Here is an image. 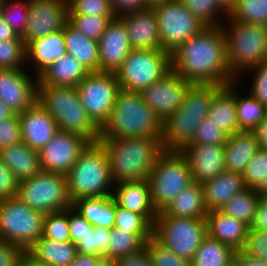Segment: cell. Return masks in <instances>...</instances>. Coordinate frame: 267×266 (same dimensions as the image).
Segmentation results:
<instances>
[{
  "instance_id": "cell-62",
  "label": "cell",
  "mask_w": 267,
  "mask_h": 266,
  "mask_svg": "<svg viewBox=\"0 0 267 266\" xmlns=\"http://www.w3.org/2000/svg\"><path fill=\"white\" fill-rule=\"evenodd\" d=\"M101 258L102 257H97L94 255L77 253L73 262L69 266H96L97 262Z\"/></svg>"
},
{
  "instance_id": "cell-20",
  "label": "cell",
  "mask_w": 267,
  "mask_h": 266,
  "mask_svg": "<svg viewBox=\"0 0 267 266\" xmlns=\"http://www.w3.org/2000/svg\"><path fill=\"white\" fill-rule=\"evenodd\" d=\"M99 71L116 73L132 50L126 28L118 17L112 19L98 40Z\"/></svg>"
},
{
  "instance_id": "cell-9",
  "label": "cell",
  "mask_w": 267,
  "mask_h": 266,
  "mask_svg": "<svg viewBox=\"0 0 267 266\" xmlns=\"http://www.w3.org/2000/svg\"><path fill=\"white\" fill-rule=\"evenodd\" d=\"M172 70L166 50L132 49L115 73L121 89L141 92Z\"/></svg>"
},
{
  "instance_id": "cell-44",
  "label": "cell",
  "mask_w": 267,
  "mask_h": 266,
  "mask_svg": "<svg viewBox=\"0 0 267 266\" xmlns=\"http://www.w3.org/2000/svg\"><path fill=\"white\" fill-rule=\"evenodd\" d=\"M115 16L69 15L68 22L89 39L98 41Z\"/></svg>"
},
{
  "instance_id": "cell-71",
  "label": "cell",
  "mask_w": 267,
  "mask_h": 266,
  "mask_svg": "<svg viewBox=\"0 0 267 266\" xmlns=\"http://www.w3.org/2000/svg\"><path fill=\"white\" fill-rule=\"evenodd\" d=\"M5 0H0V15L3 9V5H4Z\"/></svg>"
},
{
  "instance_id": "cell-36",
  "label": "cell",
  "mask_w": 267,
  "mask_h": 266,
  "mask_svg": "<svg viewBox=\"0 0 267 266\" xmlns=\"http://www.w3.org/2000/svg\"><path fill=\"white\" fill-rule=\"evenodd\" d=\"M238 80L235 81V104L240 131H253L267 115V109L250 93L242 96L238 91ZM241 94V95H240Z\"/></svg>"
},
{
  "instance_id": "cell-17",
  "label": "cell",
  "mask_w": 267,
  "mask_h": 266,
  "mask_svg": "<svg viewBox=\"0 0 267 266\" xmlns=\"http://www.w3.org/2000/svg\"><path fill=\"white\" fill-rule=\"evenodd\" d=\"M191 84L171 70L162 79L143 89V101L163 122L181 105L184 93Z\"/></svg>"
},
{
  "instance_id": "cell-35",
  "label": "cell",
  "mask_w": 267,
  "mask_h": 266,
  "mask_svg": "<svg viewBox=\"0 0 267 266\" xmlns=\"http://www.w3.org/2000/svg\"><path fill=\"white\" fill-rule=\"evenodd\" d=\"M236 251L208 235L196 251L192 266H231Z\"/></svg>"
},
{
  "instance_id": "cell-55",
  "label": "cell",
  "mask_w": 267,
  "mask_h": 266,
  "mask_svg": "<svg viewBox=\"0 0 267 266\" xmlns=\"http://www.w3.org/2000/svg\"><path fill=\"white\" fill-rule=\"evenodd\" d=\"M19 181L0 159V199L16 197Z\"/></svg>"
},
{
  "instance_id": "cell-70",
  "label": "cell",
  "mask_w": 267,
  "mask_h": 266,
  "mask_svg": "<svg viewBox=\"0 0 267 266\" xmlns=\"http://www.w3.org/2000/svg\"><path fill=\"white\" fill-rule=\"evenodd\" d=\"M260 200H261L265 205H267V193H266V194H263V195L260 197Z\"/></svg>"
},
{
  "instance_id": "cell-28",
  "label": "cell",
  "mask_w": 267,
  "mask_h": 266,
  "mask_svg": "<svg viewBox=\"0 0 267 266\" xmlns=\"http://www.w3.org/2000/svg\"><path fill=\"white\" fill-rule=\"evenodd\" d=\"M0 159L18 181L43 172L39 152L29 148L23 142L1 148Z\"/></svg>"
},
{
  "instance_id": "cell-30",
  "label": "cell",
  "mask_w": 267,
  "mask_h": 266,
  "mask_svg": "<svg viewBox=\"0 0 267 266\" xmlns=\"http://www.w3.org/2000/svg\"><path fill=\"white\" fill-rule=\"evenodd\" d=\"M207 117L226 135L240 132L235 104V82L227 84L214 96Z\"/></svg>"
},
{
  "instance_id": "cell-16",
  "label": "cell",
  "mask_w": 267,
  "mask_h": 266,
  "mask_svg": "<svg viewBox=\"0 0 267 266\" xmlns=\"http://www.w3.org/2000/svg\"><path fill=\"white\" fill-rule=\"evenodd\" d=\"M89 143L79 134L58 131L39 152L43 172L67 175Z\"/></svg>"
},
{
  "instance_id": "cell-50",
  "label": "cell",
  "mask_w": 267,
  "mask_h": 266,
  "mask_svg": "<svg viewBox=\"0 0 267 266\" xmlns=\"http://www.w3.org/2000/svg\"><path fill=\"white\" fill-rule=\"evenodd\" d=\"M267 175V151L260 149L243 172L246 188H255Z\"/></svg>"
},
{
  "instance_id": "cell-38",
  "label": "cell",
  "mask_w": 267,
  "mask_h": 266,
  "mask_svg": "<svg viewBox=\"0 0 267 266\" xmlns=\"http://www.w3.org/2000/svg\"><path fill=\"white\" fill-rule=\"evenodd\" d=\"M259 201L260 196L254 188H245L242 192L235 194L220 211L243 221L250 227Z\"/></svg>"
},
{
  "instance_id": "cell-58",
  "label": "cell",
  "mask_w": 267,
  "mask_h": 266,
  "mask_svg": "<svg viewBox=\"0 0 267 266\" xmlns=\"http://www.w3.org/2000/svg\"><path fill=\"white\" fill-rule=\"evenodd\" d=\"M116 266H152L149 253L144 248L137 254L116 260Z\"/></svg>"
},
{
  "instance_id": "cell-56",
  "label": "cell",
  "mask_w": 267,
  "mask_h": 266,
  "mask_svg": "<svg viewBox=\"0 0 267 266\" xmlns=\"http://www.w3.org/2000/svg\"><path fill=\"white\" fill-rule=\"evenodd\" d=\"M25 253L21 246L0 241V266H19Z\"/></svg>"
},
{
  "instance_id": "cell-64",
  "label": "cell",
  "mask_w": 267,
  "mask_h": 266,
  "mask_svg": "<svg viewBox=\"0 0 267 266\" xmlns=\"http://www.w3.org/2000/svg\"><path fill=\"white\" fill-rule=\"evenodd\" d=\"M219 9L227 16L230 17L234 12L237 0H216Z\"/></svg>"
},
{
  "instance_id": "cell-29",
  "label": "cell",
  "mask_w": 267,
  "mask_h": 266,
  "mask_svg": "<svg viewBox=\"0 0 267 266\" xmlns=\"http://www.w3.org/2000/svg\"><path fill=\"white\" fill-rule=\"evenodd\" d=\"M90 71L66 53L38 77L37 85L76 87Z\"/></svg>"
},
{
  "instance_id": "cell-27",
  "label": "cell",
  "mask_w": 267,
  "mask_h": 266,
  "mask_svg": "<svg viewBox=\"0 0 267 266\" xmlns=\"http://www.w3.org/2000/svg\"><path fill=\"white\" fill-rule=\"evenodd\" d=\"M204 202L208 212L220 210L235 194L246 187L243 176L239 173L225 171L202 183Z\"/></svg>"
},
{
  "instance_id": "cell-13",
  "label": "cell",
  "mask_w": 267,
  "mask_h": 266,
  "mask_svg": "<svg viewBox=\"0 0 267 266\" xmlns=\"http://www.w3.org/2000/svg\"><path fill=\"white\" fill-rule=\"evenodd\" d=\"M152 7L158 20L162 50L170 53L206 27L181 0H166Z\"/></svg>"
},
{
  "instance_id": "cell-49",
  "label": "cell",
  "mask_w": 267,
  "mask_h": 266,
  "mask_svg": "<svg viewBox=\"0 0 267 266\" xmlns=\"http://www.w3.org/2000/svg\"><path fill=\"white\" fill-rule=\"evenodd\" d=\"M227 135L206 117L197 127L188 144L224 145Z\"/></svg>"
},
{
  "instance_id": "cell-14",
  "label": "cell",
  "mask_w": 267,
  "mask_h": 266,
  "mask_svg": "<svg viewBox=\"0 0 267 266\" xmlns=\"http://www.w3.org/2000/svg\"><path fill=\"white\" fill-rule=\"evenodd\" d=\"M76 88L88 117L100 129L108 120L121 90L116 74L90 72Z\"/></svg>"
},
{
  "instance_id": "cell-24",
  "label": "cell",
  "mask_w": 267,
  "mask_h": 266,
  "mask_svg": "<svg viewBox=\"0 0 267 266\" xmlns=\"http://www.w3.org/2000/svg\"><path fill=\"white\" fill-rule=\"evenodd\" d=\"M67 53L63 29L45 37L32 40L26 46L27 65L32 68L33 75L39 77L52 66L55 60Z\"/></svg>"
},
{
  "instance_id": "cell-19",
  "label": "cell",
  "mask_w": 267,
  "mask_h": 266,
  "mask_svg": "<svg viewBox=\"0 0 267 266\" xmlns=\"http://www.w3.org/2000/svg\"><path fill=\"white\" fill-rule=\"evenodd\" d=\"M180 153L188 162L194 182L199 184L224 173V145L187 144Z\"/></svg>"
},
{
  "instance_id": "cell-60",
  "label": "cell",
  "mask_w": 267,
  "mask_h": 266,
  "mask_svg": "<svg viewBox=\"0 0 267 266\" xmlns=\"http://www.w3.org/2000/svg\"><path fill=\"white\" fill-rule=\"evenodd\" d=\"M232 266H267V262L261 259L248 256L242 250L236 251L232 263Z\"/></svg>"
},
{
  "instance_id": "cell-39",
  "label": "cell",
  "mask_w": 267,
  "mask_h": 266,
  "mask_svg": "<svg viewBox=\"0 0 267 266\" xmlns=\"http://www.w3.org/2000/svg\"><path fill=\"white\" fill-rule=\"evenodd\" d=\"M114 229L135 232L145 243L153 236V225L141 214L115 204Z\"/></svg>"
},
{
  "instance_id": "cell-11",
  "label": "cell",
  "mask_w": 267,
  "mask_h": 266,
  "mask_svg": "<svg viewBox=\"0 0 267 266\" xmlns=\"http://www.w3.org/2000/svg\"><path fill=\"white\" fill-rule=\"evenodd\" d=\"M207 236L206 219L177 218L162 211L153 224V237L180 258L192 261Z\"/></svg>"
},
{
  "instance_id": "cell-1",
  "label": "cell",
  "mask_w": 267,
  "mask_h": 266,
  "mask_svg": "<svg viewBox=\"0 0 267 266\" xmlns=\"http://www.w3.org/2000/svg\"><path fill=\"white\" fill-rule=\"evenodd\" d=\"M172 70L190 84L226 86L237 81L226 59L221 26H206L171 53Z\"/></svg>"
},
{
  "instance_id": "cell-45",
  "label": "cell",
  "mask_w": 267,
  "mask_h": 266,
  "mask_svg": "<svg viewBox=\"0 0 267 266\" xmlns=\"http://www.w3.org/2000/svg\"><path fill=\"white\" fill-rule=\"evenodd\" d=\"M112 229L93 227L77 244V253L103 257L109 246Z\"/></svg>"
},
{
  "instance_id": "cell-5",
  "label": "cell",
  "mask_w": 267,
  "mask_h": 266,
  "mask_svg": "<svg viewBox=\"0 0 267 266\" xmlns=\"http://www.w3.org/2000/svg\"><path fill=\"white\" fill-rule=\"evenodd\" d=\"M220 26L226 40V59L238 80L247 70L267 61V26L224 20ZM243 76V77H242Z\"/></svg>"
},
{
  "instance_id": "cell-65",
  "label": "cell",
  "mask_w": 267,
  "mask_h": 266,
  "mask_svg": "<svg viewBox=\"0 0 267 266\" xmlns=\"http://www.w3.org/2000/svg\"><path fill=\"white\" fill-rule=\"evenodd\" d=\"M19 266H49L47 264L36 261L27 252L23 255Z\"/></svg>"
},
{
  "instance_id": "cell-23",
  "label": "cell",
  "mask_w": 267,
  "mask_h": 266,
  "mask_svg": "<svg viewBox=\"0 0 267 266\" xmlns=\"http://www.w3.org/2000/svg\"><path fill=\"white\" fill-rule=\"evenodd\" d=\"M112 198L116 205L143 215L152 225L158 215L148 179L114 184Z\"/></svg>"
},
{
  "instance_id": "cell-18",
  "label": "cell",
  "mask_w": 267,
  "mask_h": 266,
  "mask_svg": "<svg viewBox=\"0 0 267 266\" xmlns=\"http://www.w3.org/2000/svg\"><path fill=\"white\" fill-rule=\"evenodd\" d=\"M27 71L0 69V100L16 114L37 101L38 78Z\"/></svg>"
},
{
  "instance_id": "cell-40",
  "label": "cell",
  "mask_w": 267,
  "mask_h": 266,
  "mask_svg": "<svg viewBox=\"0 0 267 266\" xmlns=\"http://www.w3.org/2000/svg\"><path fill=\"white\" fill-rule=\"evenodd\" d=\"M27 65L26 45L21 36L0 41V69H24Z\"/></svg>"
},
{
  "instance_id": "cell-33",
  "label": "cell",
  "mask_w": 267,
  "mask_h": 266,
  "mask_svg": "<svg viewBox=\"0 0 267 266\" xmlns=\"http://www.w3.org/2000/svg\"><path fill=\"white\" fill-rule=\"evenodd\" d=\"M27 253L49 266H69L77 255V247L71 241H53L41 236Z\"/></svg>"
},
{
  "instance_id": "cell-12",
  "label": "cell",
  "mask_w": 267,
  "mask_h": 266,
  "mask_svg": "<svg viewBox=\"0 0 267 266\" xmlns=\"http://www.w3.org/2000/svg\"><path fill=\"white\" fill-rule=\"evenodd\" d=\"M16 197L30 208L43 214L72 207L66 175L60 173L42 172L19 181Z\"/></svg>"
},
{
  "instance_id": "cell-22",
  "label": "cell",
  "mask_w": 267,
  "mask_h": 266,
  "mask_svg": "<svg viewBox=\"0 0 267 266\" xmlns=\"http://www.w3.org/2000/svg\"><path fill=\"white\" fill-rule=\"evenodd\" d=\"M128 35L132 49L162 50L158 20L153 7L119 17Z\"/></svg>"
},
{
  "instance_id": "cell-48",
  "label": "cell",
  "mask_w": 267,
  "mask_h": 266,
  "mask_svg": "<svg viewBox=\"0 0 267 266\" xmlns=\"http://www.w3.org/2000/svg\"><path fill=\"white\" fill-rule=\"evenodd\" d=\"M69 15L115 16L110 0H67Z\"/></svg>"
},
{
  "instance_id": "cell-31",
  "label": "cell",
  "mask_w": 267,
  "mask_h": 266,
  "mask_svg": "<svg viewBox=\"0 0 267 266\" xmlns=\"http://www.w3.org/2000/svg\"><path fill=\"white\" fill-rule=\"evenodd\" d=\"M162 212L177 218L205 219L208 210L204 202L202 184L191 183Z\"/></svg>"
},
{
  "instance_id": "cell-6",
  "label": "cell",
  "mask_w": 267,
  "mask_h": 266,
  "mask_svg": "<svg viewBox=\"0 0 267 266\" xmlns=\"http://www.w3.org/2000/svg\"><path fill=\"white\" fill-rule=\"evenodd\" d=\"M37 101L54 118L59 131L98 142L99 128L88 117L76 87L37 85Z\"/></svg>"
},
{
  "instance_id": "cell-54",
  "label": "cell",
  "mask_w": 267,
  "mask_h": 266,
  "mask_svg": "<svg viewBox=\"0 0 267 266\" xmlns=\"http://www.w3.org/2000/svg\"><path fill=\"white\" fill-rule=\"evenodd\" d=\"M68 224L70 228V241L74 244L82 240L94 227L72 207L68 208Z\"/></svg>"
},
{
  "instance_id": "cell-26",
  "label": "cell",
  "mask_w": 267,
  "mask_h": 266,
  "mask_svg": "<svg viewBox=\"0 0 267 266\" xmlns=\"http://www.w3.org/2000/svg\"><path fill=\"white\" fill-rule=\"evenodd\" d=\"M259 150L260 145L253 131H240L227 135L224 144L226 171L242 175Z\"/></svg>"
},
{
  "instance_id": "cell-3",
  "label": "cell",
  "mask_w": 267,
  "mask_h": 266,
  "mask_svg": "<svg viewBox=\"0 0 267 266\" xmlns=\"http://www.w3.org/2000/svg\"><path fill=\"white\" fill-rule=\"evenodd\" d=\"M218 84H191L179 108L163 121L162 145L165 151H180L193 138L207 117L214 96L223 88Z\"/></svg>"
},
{
  "instance_id": "cell-8",
  "label": "cell",
  "mask_w": 267,
  "mask_h": 266,
  "mask_svg": "<svg viewBox=\"0 0 267 266\" xmlns=\"http://www.w3.org/2000/svg\"><path fill=\"white\" fill-rule=\"evenodd\" d=\"M148 181L157 212L163 211L184 188L194 182L188 162L180 151H164L149 173Z\"/></svg>"
},
{
  "instance_id": "cell-57",
  "label": "cell",
  "mask_w": 267,
  "mask_h": 266,
  "mask_svg": "<svg viewBox=\"0 0 267 266\" xmlns=\"http://www.w3.org/2000/svg\"><path fill=\"white\" fill-rule=\"evenodd\" d=\"M110 3L115 17L118 18L148 7L145 0H110Z\"/></svg>"
},
{
  "instance_id": "cell-47",
  "label": "cell",
  "mask_w": 267,
  "mask_h": 266,
  "mask_svg": "<svg viewBox=\"0 0 267 266\" xmlns=\"http://www.w3.org/2000/svg\"><path fill=\"white\" fill-rule=\"evenodd\" d=\"M152 266H192V262L177 256L173 251L158 242L153 236L145 243Z\"/></svg>"
},
{
  "instance_id": "cell-21",
  "label": "cell",
  "mask_w": 267,
  "mask_h": 266,
  "mask_svg": "<svg viewBox=\"0 0 267 266\" xmlns=\"http://www.w3.org/2000/svg\"><path fill=\"white\" fill-rule=\"evenodd\" d=\"M22 142L40 152L59 131L54 118L36 101L31 107L18 114Z\"/></svg>"
},
{
  "instance_id": "cell-46",
  "label": "cell",
  "mask_w": 267,
  "mask_h": 266,
  "mask_svg": "<svg viewBox=\"0 0 267 266\" xmlns=\"http://www.w3.org/2000/svg\"><path fill=\"white\" fill-rule=\"evenodd\" d=\"M42 236L53 241H70L68 209L45 214Z\"/></svg>"
},
{
  "instance_id": "cell-7",
  "label": "cell",
  "mask_w": 267,
  "mask_h": 266,
  "mask_svg": "<svg viewBox=\"0 0 267 266\" xmlns=\"http://www.w3.org/2000/svg\"><path fill=\"white\" fill-rule=\"evenodd\" d=\"M72 202L76 199L112 196L108 158L99 142L89 143L66 175Z\"/></svg>"
},
{
  "instance_id": "cell-61",
  "label": "cell",
  "mask_w": 267,
  "mask_h": 266,
  "mask_svg": "<svg viewBox=\"0 0 267 266\" xmlns=\"http://www.w3.org/2000/svg\"><path fill=\"white\" fill-rule=\"evenodd\" d=\"M253 132L257 137L260 149L267 151V115L266 118L256 126Z\"/></svg>"
},
{
  "instance_id": "cell-59",
  "label": "cell",
  "mask_w": 267,
  "mask_h": 266,
  "mask_svg": "<svg viewBox=\"0 0 267 266\" xmlns=\"http://www.w3.org/2000/svg\"><path fill=\"white\" fill-rule=\"evenodd\" d=\"M249 229L267 231V205L259 201Z\"/></svg>"
},
{
  "instance_id": "cell-68",
  "label": "cell",
  "mask_w": 267,
  "mask_h": 266,
  "mask_svg": "<svg viewBox=\"0 0 267 266\" xmlns=\"http://www.w3.org/2000/svg\"><path fill=\"white\" fill-rule=\"evenodd\" d=\"M96 266H116V260H112V259H109V258H101Z\"/></svg>"
},
{
  "instance_id": "cell-10",
  "label": "cell",
  "mask_w": 267,
  "mask_h": 266,
  "mask_svg": "<svg viewBox=\"0 0 267 266\" xmlns=\"http://www.w3.org/2000/svg\"><path fill=\"white\" fill-rule=\"evenodd\" d=\"M44 216L18 197L0 199V241L21 246L27 252L42 236Z\"/></svg>"
},
{
  "instance_id": "cell-53",
  "label": "cell",
  "mask_w": 267,
  "mask_h": 266,
  "mask_svg": "<svg viewBox=\"0 0 267 266\" xmlns=\"http://www.w3.org/2000/svg\"><path fill=\"white\" fill-rule=\"evenodd\" d=\"M22 142L18 114L0 121V149Z\"/></svg>"
},
{
  "instance_id": "cell-34",
  "label": "cell",
  "mask_w": 267,
  "mask_h": 266,
  "mask_svg": "<svg viewBox=\"0 0 267 266\" xmlns=\"http://www.w3.org/2000/svg\"><path fill=\"white\" fill-rule=\"evenodd\" d=\"M72 208L94 227H114L116 217L112 196L76 199L72 202Z\"/></svg>"
},
{
  "instance_id": "cell-2",
  "label": "cell",
  "mask_w": 267,
  "mask_h": 266,
  "mask_svg": "<svg viewBox=\"0 0 267 266\" xmlns=\"http://www.w3.org/2000/svg\"><path fill=\"white\" fill-rule=\"evenodd\" d=\"M161 139L146 136L99 139L108 158L113 183L148 179L165 151Z\"/></svg>"
},
{
  "instance_id": "cell-69",
  "label": "cell",
  "mask_w": 267,
  "mask_h": 266,
  "mask_svg": "<svg viewBox=\"0 0 267 266\" xmlns=\"http://www.w3.org/2000/svg\"><path fill=\"white\" fill-rule=\"evenodd\" d=\"M163 1H166V0H145L147 6H151V7L155 4L163 2Z\"/></svg>"
},
{
  "instance_id": "cell-67",
  "label": "cell",
  "mask_w": 267,
  "mask_h": 266,
  "mask_svg": "<svg viewBox=\"0 0 267 266\" xmlns=\"http://www.w3.org/2000/svg\"><path fill=\"white\" fill-rule=\"evenodd\" d=\"M256 193L261 197L267 193V175L263 180L254 188Z\"/></svg>"
},
{
  "instance_id": "cell-41",
  "label": "cell",
  "mask_w": 267,
  "mask_h": 266,
  "mask_svg": "<svg viewBox=\"0 0 267 266\" xmlns=\"http://www.w3.org/2000/svg\"><path fill=\"white\" fill-rule=\"evenodd\" d=\"M232 20L267 26V0H237Z\"/></svg>"
},
{
  "instance_id": "cell-32",
  "label": "cell",
  "mask_w": 267,
  "mask_h": 266,
  "mask_svg": "<svg viewBox=\"0 0 267 266\" xmlns=\"http://www.w3.org/2000/svg\"><path fill=\"white\" fill-rule=\"evenodd\" d=\"M66 51L90 72L99 71L98 41L89 39L69 22L63 27Z\"/></svg>"
},
{
  "instance_id": "cell-43",
  "label": "cell",
  "mask_w": 267,
  "mask_h": 266,
  "mask_svg": "<svg viewBox=\"0 0 267 266\" xmlns=\"http://www.w3.org/2000/svg\"><path fill=\"white\" fill-rule=\"evenodd\" d=\"M181 2L206 26H220L223 20L228 18L219 9L216 0H181Z\"/></svg>"
},
{
  "instance_id": "cell-63",
  "label": "cell",
  "mask_w": 267,
  "mask_h": 266,
  "mask_svg": "<svg viewBox=\"0 0 267 266\" xmlns=\"http://www.w3.org/2000/svg\"><path fill=\"white\" fill-rule=\"evenodd\" d=\"M17 33L0 17V41L15 39Z\"/></svg>"
},
{
  "instance_id": "cell-15",
  "label": "cell",
  "mask_w": 267,
  "mask_h": 266,
  "mask_svg": "<svg viewBox=\"0 0 267 266\" xmlns=\"http://www.w3.org/2000/svg\"><path fill=\"white\" fill-rule=\"evenodd\" d=\"M68 20L67 0H30L27 27L21 38L27 46L34 39L62 30Z\"/></svg>"
},
{
  "instance_id": "cell-25",
  "label": "cell",
  "mask_w": 267,
  "mask_h": 266,
  "mask_svg": "<svg viewBox=\"0 0 267 266\" xmlns=\"http://www.w3.org/2000/svg\"><path fill=\"white\" fill-rule=\"evenodd\" d=\"M205 219L209 237L228 244L235 251L244 248L249 226L243 221L228 216L220 210L208 212Z\"/></svg>"
},
{
  "instance_id": "cell-37",
  "label": "cell",
  "mask_w": 267,
  "mask_h": 266,
  "mask_svg": "<svg viewBox=\"0 0 267 266\" xmlns=\"http://www.w3.org/2000/svg\"><path fill=\"white\" fill-rule=\"evenodd\" d=\"M145 242L133 231L112 228L109 246L103 258L118 260L139 253Z\"/></svg>"
},
{
  "instance_id": "cell-51",
  "label": "cell",
  "mask_w": 267,
  "mask_h": 266,
  "mask_svg": "<svg viewBox=\"0 0 267 266\" xmlns=\"http://www.w3.org/2000/svg\"><path fill=\"white\" fill-rule=\"evenodd\" d=\"M246 72V74L251 72L254 75L250 77L253 80H251L249 93L267 109V61L250 68Z\"/></svg>"
},
{
  "instance_id": "cell-52",
  "label": "cell",
  "mask_w": 267,
  "mask_h": 266,
  "mask_svg": "<svg viewBox=\"0 0 267 266\" xmlns=\"http://www.w3.org/2000/svg\"><path fill=\"white\" fill-rule=\"evenodd\" d=\"M242 251L248 256L267 262V231L249 229Z\"/></svg>"
},
{
  "instance_id": "cell-4",
  "label": "cell",
  "mask_w": 267,
  "mask_h": 266,
  "mask_svg": "<svg viewBox=\"0 0 267 266\" xmlns=\"http://www.w3.org/2000/svg\"><path fill=\"white\" fill-rule=\"evenodd\" d=\"M163 122L143 101L140 92L121 89L108 120L99 129V139L123 137L162 138Z\"/></svg>"
},
{
  "instance_id": "cell-66",
  "label": "cell",
  "mask_w": 267,
  "mask_h": 266,
  "mask_svg": "<svg viewBox=\"0 0 267 266\" xmlns=\"http://www.w3.org/2000/svg\"><path fill=\"white\" fill-rule=\"evenodd\" d=\"M15 113L0 100V121L13 116Z\"/></svg>"
},
{
  "instance_id": "cell-42",
  "label": "cell",
  "mask_w": 267,
  "mask_h": 266,
  "mask_svg": "<svg viewBox=\"0 0 267 266\" xmlns=\"http://www.w3.org/2000/svg\"><path fill=\"white\" fill-rule=\"evenodd\" d=\"M30 0H5L0 17L22 36L29 18Z\"/></svg>"
}]
</instances>
